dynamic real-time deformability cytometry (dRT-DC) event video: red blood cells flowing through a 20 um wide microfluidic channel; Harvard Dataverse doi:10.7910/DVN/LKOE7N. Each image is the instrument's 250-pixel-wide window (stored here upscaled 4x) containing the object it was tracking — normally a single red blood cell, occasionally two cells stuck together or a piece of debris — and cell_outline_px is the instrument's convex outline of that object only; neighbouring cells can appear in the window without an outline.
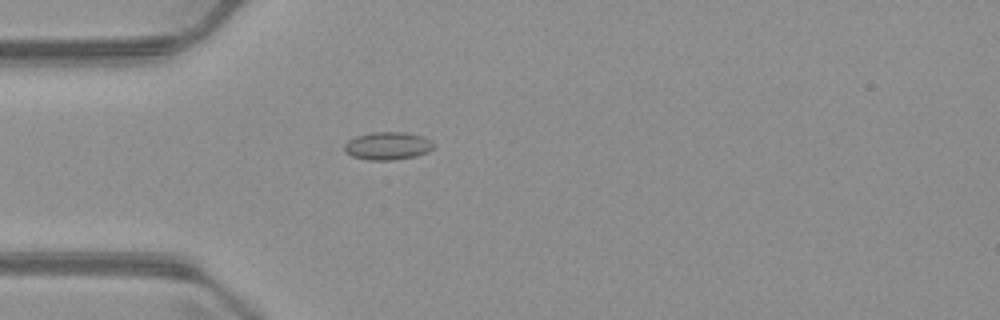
{"species": "common noctule bat (a hibernating species)", "species_latin": "Nyctalus noctula", "temperature_condition": "warm", "stored_images_in_passage": 1, "camera_frame_rate_fps": 3000, "um_per_image_px": 0.085, "animal": {"sex": "male", "body_mass_g": 23.1, "forearm_length_mm": 52.7}, "frame": {"image": 1, "passage_image": 1, "time_ms": 0.0, "image_size_px": [1000, 320], "cell_outline_px": [[436, 144], [428, 152], [416, 156], [392, 160], [368, 160], [352, 156], [344, 152], [344, 144], [348, 140], [356, 136], [372, 132], [404, 132], [424, 136]], "centroid_in_image_um": [32.95, 12.4], "position_along_channel_um": 52.0, "area_um2": 14.62}}